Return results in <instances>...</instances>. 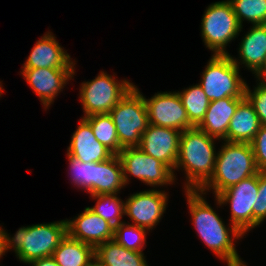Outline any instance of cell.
I'll list each match as a JSON object with an SVG mask.
<instances>
[{
    "label": "cell",
    "mask_w": 266,
    "mask_h": 266,
    "mask_svg": "<svg viewBox=\"0 0 266 266\" xmlns=\"http://www.w3.org/2000/svg\"><path fill=\"white\" fill-rule=\"evenodd\" d=\"M185 194L192 224L208 249L220 260L226 261L227 266H247L239 257L234 243L244 235L233 224L228 227L224 224L202 192L185 191Z\"/></svg>",
    "instance_id": "cell-1"
},
{
    "label": "cell",
    "mask_w": 266,
    "mask_h": 266,
    "mask_svg": "<svg viewBox=\"0 0 266 266\" xmlns=\"http://www.w3.org/2000/svg\"><path fill=\"white\" fill-rule=\"evenodd\" d=\"M215 140L197 127L181 132L175 170L185 171V191H199L211 178L217 152Z\"/></svg>",
    "instance_id": "cell-2"
},
{
    "label": "cell",
    "mask_w": 266,
    "mask_h": 266,
    "mask_svg": "<svg viewBox=\"0 0 266 266\" xmlns=\"http://www.w3.org/2000/svg\"><path fill=\"white\" fill-rule=\"evenodd\" d=\"M215 161V168L210 180L199 190L204 195L206 191L214 192L215 197L239 183L259 173L254 152L250 143L222 142Z\"/></svg>",
    "instance_id": "cell-3"
},
{
    "label": "cell",
    "mask_w": 266,
    "mask_h": 266,
    "mask_svg": "<svg viewBox=\"0 0 266 266\" xmlns=\"http://www.w3.org/2000/svg\"><path fill=\"white\" fill-rule=\"evenodd\" d=\"M66 235V220L21 227L13 237L4 230L5 251L13 248L19 261L28 264L52 256Z\"/></svg>",
    "instance_id": "cell-4"
},
{
    "label": "cell",
    "mask_w": 266,
    "mask_h": 266,
    "mask_svg": "<svg viewBox=\"0 0 266 266\" xmlns=\"http://www.w3.org/2000/svg\"><path fill=\"white\" fill-rule=\"evenodd\" d=\"M239 61L229 55H212L198 83L209 101L245 98L246 82L239 75Z\"/></svg>",
    "instance_id": "cell-5"
},
{
    "label": "cell",
    "mask_w": 266,
    "mask_h": 266,
    "mask_svg": "<svg viewBox=\"0 0 266 266\" xmlns=\"http://www.w3.org/2000/svg\"><path fill=\"white\" fill-rule=\"evenodd\" d=\"M109 115L116 127L120 151L126 147H138L141 135L149 123L144 96L136 85L115 105Z\"/></svg>",
    "instance_id": "cell-6"
},
{
    "label": "cell",
    "mask_w": 266,
    "mask_h": 266,
    "mask_svg": "<svg viewBox=\"0 0 266 266\" xmlns=\"http://www.w3.org/2000/svg\"><path fill=\"white\" fill-rule=\"evenodd\" d=\"M201 22V36L213 55H229L226 46L234 40L243 27L240 26L228 0L210 4Z\"/></svg>",
    "instance_id": "cell-7"
},
{
    "label": "cell",
    "mask_w": 266,
    "mask_h": 266,
    "mask_svg": "<svg viewBox=\"0 0 266 266\" xmlns=\"http://www.w3.org/2000/svg\"><path fill=\"white\" fill-rule=\"evenodd\" d=\"M113 76L100 71L95 79L81 83L79 98L84 110L83 118L109 113L134 87L129 80L118 81L114 74Z\"/></svg>",
    "instance_id": "cell-8"
},
{
    "label": "cell",
    "mask_w": 266,
    "mask_h": 266,
    "mask_svg": "<svg viewBox=\"0 0 266 266\" xmlns=\"http://www.w3.org/2000/svg\"><path fill=\"white\" fill-rule=\"evenodd\" d=\"M118 156L123 167L125 186L129 184V175L154 188L173 184L176 179L175 174L167 165L138 147L123 148Z\"/></svg>",
    "instance_id": "cell-9"
},
{
    "label": "cell",
    "mask_w": 266,
    "mask_h": 266,
    "mask_svg": "<svg viewBox=\"0 0 266 266\" xmlns=\"http://www.w3.org/2000/svg\"><path fill=\"white\" fill-rule=\"evenodd\" d=\"M259 173L229 187L215 198L217 205L229 204L231 224L243 235L253 229V206L258 197Z\"/></svg>",
    "instance_id": "cell-10"
},
{
    "label": "cell",
    "mask_w": 266,
    "mask_h": 266,
    "mask_svg": "<svg viewBox=\"0 0 266 266\" xmlns=\"http://www.w3.org/2000/svg\"><path fill=\"white\" fill-rule=\"evenodd\" d=\"M168 193L164 190H146L131 194L124 201V211L133 222L150 231L156 226L166 211Z\"/></svg>",
    "instance_id": "cell-11"
},
{
    "label": "cell",
    "mask_w": 266,
    "mask_h": 266,
    "mask_svg": "<svg viewBox=\"0 0 266 266\" xmlns=\"http://www.w3.org/2000/svg\"><path fill=\"white\" fill-rule=\"evenodd\" d=\"M148 111V123L184 131L195 127L187 116L178 92L156 93L150 99L144 96Z\"/></svg>",
    "instance_id": "cell-12"
},
{
    "label": "cell",
    "mask_w": 266,
    "mask_h": 266,
    "mask_svg": "<svg viewBox=\"0 0 266 266\" xmlns=\"http://www.w3.org/2000/svg\"><path fill=\"white\" fill-rule=\"evenodd\" d=\"M24 79L40 97L44 109H48L58 93L75 74L74 68H22ZM46 107V108H45Z\"/></svg>",
    "instance_id": "cell-13"
},
{
    "label": "cell",
    "mask_w": 266,
    "mask_h": 266,
    "mask_svg": "<svg viewBox=\"0 0 266 266\" xmlns=\"http://www.w3.org/2000/svg\"><path fill=\"white\" fill-rule=\"evenodd\" d=\"M181 131L149 124L141 135L138 148L167 165L174 174Z\"/></svg>",
    "instance_id": "cell-14"
},
{
    "label": "cell",
    "mask_w": 266,
    "mask_h": 266,
    "mask_svg": "<svg viewBox=\"0 0 266 266\" xmlns=\"http://www.w3.org/2000/svg\"><path fill=\"white\" fill-rule=\"evenodd\" d=\"M67 221V234L76 240L87 243L94 248L114 239V227L95 214L89 207L78 217Z\"/></svg>",
    "instance_id": "cell-15"
},
{
    "label": "cell",
    "mask_w": 266,
    "mask_h": 266,
    "mask_svg": "<svg viewBox=\"0 0 266 266\" xmlns=\"http://www.w3.org/2000/svg\"><path fill=\"white\" fill-rule=\"evenodd\" d=\"M59 45L52 32H46L33 46L22 68H74L75 61Z\"/></svg>",
    "instance_id": "cell-16"
},
{
    "label": "cell",
    "mask_w": 266,
    "mask_h": 266,
    "mask_svg": "<svg viewBox=\"0 0 266 266\" xmlns=\"http://www.w3.org/2000/svg\"><path fill=\"white\" fill-rule=\"evenodd\" d=\"M80 120L67 153L84 163L103 162L111 158L114 154L97 141L90 123L83 117Z\"/></svg>",
    "instance_id": "cell-17"
},
{
    "label": "cell",
    "mask_w": 266,
    "mask_h": 266,
    "mask_svg": "<svg viewBox=\"0 0 266 266\" xmlns=\"http://www.w3.org/2000/svg\"><path fill=\"white\" fill-rule=\"evenodd\" d=\"M243 99L226 97L211 101L204 118L196 127L213 138L227 141L229 123Z\"/></svg>",
    "instance_id": "cell-18"
},
{
    "label": "cell",
    "mask_w": 266,
    "mask_h": 266,
    "mask_svg": "<svg viewBox=\"0 0 266 266\" xmlns=\"http://www.w3.org/2000/svg\"><path fill=\"white\" fill-rule=\"evenodd\" d=\"M251 27L239 43V61L257 77L266 66V24Z\"/></svg>",
    "instance_id": "cell-19"
},
{
    "label": "cell",
    "mask_w": 266,
    "mask_h": 266,
    "mask_svg": "<svg viewBox=\"0 0 266 266\" xmlns=\"http://www.w3.org/2000/svg\"><path fill=\"white\" fill-rule=\"evenodd\" d=\"M253 105L245 97L237 106L227 131V142L250 143L260 129Z\"/></svg>",
    "instance_id": "cell-20"
},
{
    "label": "cell",
    "mask_w": 266,
    "mask_h": 266,
    "mask_svg": "<svg viewBox=\"0 0 266 266\" xmlns=\"http://www.w3.org/2000/svg\"><path fill=\"white\" fill-rule=\"evenodd\" d=\"M123 187V167L118 155L94 163L93 195L118 194Z\"/></svg>",
    "instance_id": "cell-21"
},
{
    "label": "cell",
    "mask_w": 266,
    "mask_h": 266,
    "mask_svg": "<svg viewBox=\"0 0 266 266\" xmlns=\"http://www.w3.org/2000/svg\"><path fill=\"white\" fill-rule=\"evenodd\" d=\"M94 256L102 266H149L143 252L126 249L114 240L97 245Z\"/></svg>",
    "instance_id": "cell-22"
},
{
    "label": "cell",
    "mask_w": 266,
    "mask_h": 266,
    "mask_svg": "<svg viewBox=\"0 0 266 266\" xmlns=\"http://www.w3.org/2000/svg\"><path fill=\"white\" fill-rule=\"evenodd\" d=\"M52 257L59 266H87L95 258L94 247L67 234Z\"/></svg>",
    "instance_id": "cell-23"
},
{
    "label": "cell",
    "mask_w": 266,
    "mask_h": 266,
    "mask_svg": "<svg viewBox=\"0 0 266 266\" xmlns=\"http://www.w3.org/2000/svg\"><path fill=\"white\" fill-rule=\"evenodd\" d=\"M178 95L187 112L189 121L196 127L204 118L209 106V99L199 84L178 91Z\"/></svg>",
    "instance_id": "cell-24"
},
{
    "label": "cell",
    "mask_w": 266,
    "mask_h": 266,
    "mask_svg": "<svg viewBox=\"0 0 266 266\" xmlns=\"http://www.w3.org/2000/svg\"><path fill=\"white\" fill-rule=\"evenodd\" d=\"M85 119L90 123L93 134L98 142L102 143L114 155L120 152V143L116 133V127L109 113L87 116Z\"/></svg>",
    "instance_id": "cell-25"
},
{
    "label": "cell",
    "mask_w": 266,
    "mask_h": 266,
    "mask_svg": "<svg viewBox=\"0 0 266 266\" xmlns=\"http://www.w3.org/2000/svg\"><path fill=\"white\" fill-rule=\"evenodd\" d=\"M118 194H100L91 195L90 197L96 199V204L89 207L91 211L98 214L114 228L119 225L122 217L125 215L124 201L121 200Z\"/></svg>",
    "instance_id": "cell-26"
},
{
    "label": "cell",
    "mask_w": 266,
    "mask_h": 266,
    "mask_svg": "<svg viewBox=\"0 0 266 266\" xmlns=\"http://www.w3.org/2000/svg\"><path fill=\"white\" fill-rule=\"evenodd\" d=\"M241 27L244 20L252 25L266 24V0H228Z\"/></svg>",
    "instance_id": "cell-27"
},
{
    "label": "cell",
    "mask_w": 266,
    "mask_h": 266,
    "mask_svg": "<svg viewBox=\"0 0 266 266\" xmlns=\"http://www.w3.org/2000/svg\"><path fill=\"white\" fill-rule=\"evenodd\" d=\"M147 231L137 225L121 222L114 228V241L126 249L143 252Z\"/></svg>",
    "instance_id": "cell-28"
},
{
    "label": "cell",
    "mask_w": 266,
    "mask_h": 266,
    "mask_svg": "<svg viewBox=\"0 0 266 266\" xmlns=\"http://www.w3.org/2000/svg\"><path fill=\"white\" fill-rule=\"evenodd\" d=\"M71 179L74 185L93 195L94 163H84L67 153Z\"/></svg>",
    "instance_id": "cell-29"
},
{
    "label": "cell",
    "mask_w": 266,
    "mask_h": 266,
    "mask_svg": "<svg viewBox=\"0 0 266 266\" xmlns=\"http://www.w3.org/2000/svg\"><path fill=\"white\" fill-rule=\"evenodd\" d=\"M257 87L250 90L246 84L245 97L253 105L261 125L266 126V84L257 79Z\"/></svg>",
    "instance_id": "cell-30"
},
{
    "label": "cell",
    "mask_w": 266,
    "mask_h": 266,
    "mask_svg": "<svg viewBox=\"0 0 266 266\" xmlns=\"http://www.w3.org/2000/svg\"><path fill=\"white\" fill-rule=\"evenodd\" d=\"M266 219V172H259L258 197L253 206V228Z\"/></svg>",
    "instance_id": "cell-31"
},
{
    "label": "cell",
    "mask_w": 266,
    "mask_h": 266,
    "mask_svg": "<svg viewBox=\"0 0 266 266\" xmlns=\"http://www.w3.org/2000/svg\"><path fill=\"white\" fill-rule=\"evenodd\" d=\"M256 165L260 172H266V126L261 125L255 138L250 142Z\"/></svg>",
    "instance_id": "cell-32"
},
{
    "label": "cell",
    "mask_w": 266,
    "mask_h": 266,
    "mask_svg": "<svg viewBox=\"0 0 266 266\" xmlns=\"http://www.w3.org/2000/svg\"><path fill=\"white\" fill-rule=\"evenodd\" d=\"M28 264L32 266H59L52 256L36 259Z\"/></svg>",
    "instance_id": "cell-33"
},
{
    "label": "cell",
    "mask_w": 266,
    "mask_h": 266,
    "mask_svg": "<svg viewBox=\"0 0 266 266\" xmlns=\"http://www.w3.org/2000/svg\"><path fill=\"white\" fill-rule=\"evenodd\" d=\"M4 229L0 226V259L5 255Z\"/></svg>",
    "instance_id": "cell-34"
},
{
    "label": "cell",
    "mask_w": 266,
    "mask_h": 266,
    "mask_svg": "<svg viewBox=\"0 0 266 266\" xmlns=\"http://www.w3.org/2000/svg\"><path fill=\"white\" fill-rule=\"evenodd\" d=\"M256 79L260 80L264 84H266V66L265 68L259 73Z\"/></svg>",
    "instance_id": "cell-35"
},
{
    "label": "cell",
    "mask_w": 266,
    "mask_h": 266,
    "mask_svg": "<svg viewBox=\"0 0 266 266\" xmlns=\"http://www.w3.org/2000/svg\"><path fill=\"white\" fill-rule=\"evenodd\" d=\"M87 266H102L95 258Z\"/></svg>",
    "instance_id": "cell-36"
},
{
    "label": "cell",
    "mask_w": 266,
    "mask_h": 266,
    "mask_svg": "<svg viewBox=\"0 0 266 266\" xmlns=\"http://www.w3.org/2000/svg\"><path fill=\"white\" fill-rule=\"evenodd\" d=\"M4 89H3V87H2V84H1V82H0V97H1V95H2V91H3Z\"/></svg>",
    "instance_id": "cell-37"
}]
</instances>
